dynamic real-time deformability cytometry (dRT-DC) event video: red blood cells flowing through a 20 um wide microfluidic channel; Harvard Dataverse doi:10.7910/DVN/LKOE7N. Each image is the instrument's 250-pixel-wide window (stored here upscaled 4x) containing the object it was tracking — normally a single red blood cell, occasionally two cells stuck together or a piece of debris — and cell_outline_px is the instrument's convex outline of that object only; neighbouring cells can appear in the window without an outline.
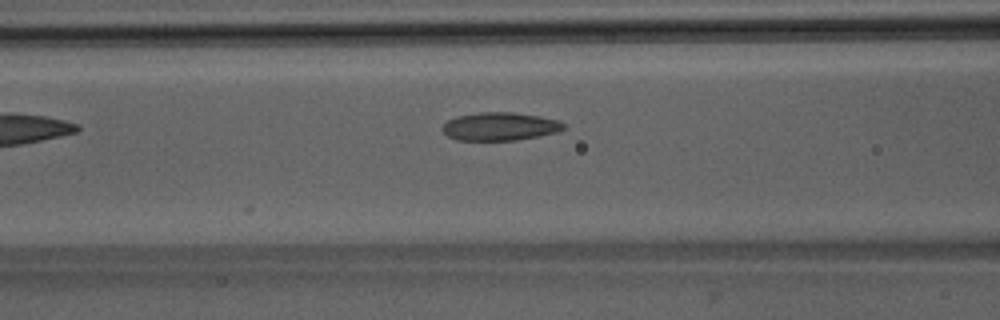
{"species": "Egyptian fruit bat (a non-hibernating species)", "species_latin": "Rousettus aegyptiacus", "temperature_condition": "room temperature", "stored_images_in_passage": 6, "camera_frame_rate_fps": 3000, "um_per_image_px": 0.085, "animal": {"sex": "male"}, "frame": {"image": 1, "passage_image": 5, "time_ms": 4.667, "image_size_px": [1000, 320], "cell_outline_px": [[564, 128], [556, 132], [540, 136], [516, 140], [456, 140], [448, 136], [440, 128], [448, 120], [456, 116], [480, 112], [516, 112], [540, 116], [560, 120], [564, 124]], "centroid_in_image_um": [42.49, 10.74], "position_along_channel_um": 124.1, "area_um2": 20.0}}